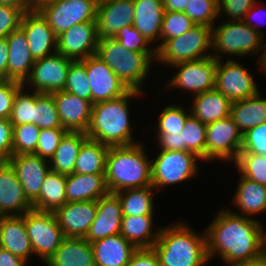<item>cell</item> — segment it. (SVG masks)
I'll return each instance as SVG.
<instances>
[{
  "label": "cell",
  "instance_id": "1",
  "mask_svg": "<svg viewBox=\"0 0 266 266\" xmlns=\"http://www.w3.org/2000/svg\"><path fill=\"white\" fill-rule=\"evenodd\" d=\"M217 213L205 229L209 261L218 254L229 265L263 254L266 231L261 222L234 214L228 208Z\"/></svg>",
  "mask_w": 266,
  "mask_h": 266
},
{
  "label": "cell",
  "instance_id": "2",
  "mask_svg": "<svg viewBox=\"0 0 266 266\" xmlns=\"http://www.w3.org/2000/svg\"><path fill=\"white\" fill-rule=\"evenodd\" d=\"M142 92L129 90L123 96L92 105L91 121L86 131L88 138L108 147L129 146L134 140L130 122L129 105Z\"/></svg>",
  "mask_w": 266,
  "mask_h": 266
},
{
  "label": "cell",
  "instance_id": "3",
  "mask_svg": "<svg viewBox=\"0 0 266 266\" xmlns=\"http://www.w3.org/2000/svg\"><path fill=\"white\" fill-rule=\"evenodd\" d=\"M194 232L186 222L161 227L153 246L160 266H204L208 263L206 233Z\"/></svg>",
  "mask_w": 266,
  "mask_h": 266
},
{
  "label": "cell",
  "instance_id": "4",
  "mask_svg": "<svg viewBox=\"0 0 266 266\" xmlns=\"http://www.w3.org/2000/svg\"><path fill=\"white\" fill-rule=\"evenodd\" d=\"M139 142L129 146L109 147L105 181L109 192L152 185L151 160Z\"/></svg>",
  "mask_w": 266,
  "mask_h": 266
},
{
  "label": "cell",
  "instance_id": "5",
  "mask_svg": "<svg viewBox=\"0 0 266 266\" xmlns=\"http://www.w3.org/2000/svg\"><path fill=\"white\" fill-rule=\"evenodd\" d=\"M96 55L102 59L118 76L129 90L143 92L152 61H156V52H135L124 48L114 39L98 42Z\"/></svg>",
  "mask_w": 266,
  "mask_h": 266
},
{
  "label": "cell",
  "instance_id": "6",
  "mask_svg": "<svg viewBox=\"0 0 266 266\" xmlns=\"http://www.w3.org/2000/svg\"><path fill=\"white\" fill-rule=\"evenodd\" d=\"M263 38L259 32L243 21L225 20V22L212 27V56L216 60H221L224 54L227 57H243L247 54L261 53Z\"/></svg>",
  "mask_w": 266,
  "mask_h": 266
},
{
  "label": "cell",
  "instance_id": "7",
  "mask_svg": "<svg viewBox=\"0 0 266 266\" xmlns=\"http://www.w3.org/2000/svg\"><path fill=\"white\" fill-rule=\"evenodd\" d=\"M155 48L156 62L169 66L212 56L207 52L212 49V28L195 25L183 35L165 40Z\"/></svg>",
  "mask_w": 266,
  "mask_h": 266
},
{
  "label": "cell",
  "instance_id": "8",
  "mask_svg": "<svg viewBox=\"0 0 266 266\" xmlns=\"http://www.w3.org/2000/svg\"><path fill=\"white\" fill-rule=\"evenodd\" d=\"M156 158L151 160L152 186L161 190L166 185L188 181L199 173L198 161L202 160L189 151L160 150ZM161 188V189H160Z\"/></svg>",
  "mask_w": 266,
  "mask_h": 266
},
{
  "label": "cell",
  "instance_id": "9",
  "mask_svg": "<svg viewBox=\"0 0 266 266\" xmlns=\"http://www.w3.org/2000/svg\"><path fill=\"white\" fill-rule=\"evenodd\" d=\"M24 225L33 253L45 264L66 238L55 213L32 209L24 214Z\"/></svg>",
  "mask_w": 266,
  "mask_h": 266
},
{
  "label": "cell",
  "instance_id": "10",
  "mask_svg": "<svg viewBox=\"0 0 266 266\" xmlns=\"http://www.w3.org/2000/svg\"><path fill=\"white\" fill-rule=\"evenodd\" d=\"M98 0H57L41 5L37 11L56 36L74 25L96 21Z\"/></svg>",
  "mask_w": 266,
  "mask_h": 266
},
{
  "label": "cell",
  "instance_id": "11",
  "mask_svg": "<svg viewBox=\"0 0 266 266\" xmlns=\"http://www.w3.org/2000/svg\"><path fill=\"white\" fill-rule=\"evenodd\" d=\"M243 133L229 115L206 126V161L235 162L241 151ZM226 159V160H225Z\"/></svg>",
  "mask_w": 266,
  "mask_h": 266
},
{
  "label": "cell",
  "instance_id": "12",
  "mask_svg": "<svg viewBox=\"0 0 266 266\" xmlns=\"http://www.w3.org/2000/svg\"><path fill=\"white\" fill-rule=\"evenodd\" d=\"M218 60L213 56L181 62L172 67L178 69L167 82V89L179 88L198 95L214 89Z\"/></svg>",
  "mask_w": 266,
  "mask_h": 266
},
{
  "label": "cell",
  "instance_id": "13",
  "mask_svg": "<svg viewBox=\"0 0 266 266\" xmlns=\"http://www.w3.org/2000/svg\"><path fill=\"white\" fill-rule=\"evenodd\" d=\"M72 61V59L57 51L35 60L30 75L23 83V86H32L31 90L39 93L51 94L56 91H62L65 87Z\"/></svg>",
  "mask_w": 266,
  "mask_h": 266
},
{
  "label": "cell",
  "instance_id": "14",
  "mask_svg": "<svg viewBox=\"0 0 266 266\" xmlns=\"http://www.w3.org/2000/svg\"><path fill=\"white\" fill-rule=\"evenodd\" d=\"M222 60H218L216 69L214 86L216 91L221 92L231 102L246 99L259 92L253 74L248 72L244 65L234 61L233 58L226 59V62Z\"/></svg>",
  "mask_w": 266,
  "mask_h": 266
},
{
  "label": "cell",
  "instance_id": "15",
  "mask_svg": "<svg viewBox=\"0 0 266 266\" xmlns=\"http://www.w3.org/2000/svg\"><path fill=\"white\" fill-rule=\"evenodd\" d=\"M86 73L91 88V103L119 98L129 89L96 54L86 58Z\"/></svg>",
  "mask_w": 266,
  "mask_h": 266
},
{
  "label": "cell",
  "instance_id": "16",
  "mask_svg": "<svg viewBox=\"0 0 266 266\" xmlns=\"http://www.w3.org/2000/svg\"><path fill=\"white\" fill-rule=\"evenodd\" d=\"M97 23L77 24L57 36V52L73 61L85 60L97 53Z\"/></svg>",
  "mask_w": 266,
  "mask_h": 266
},
{
  "label": "cell",
  "instance_id": "17",
  "mask_svg": "<svg viewBox=\"0 0 266 266\" xmlns=\"http://www.w3.org/2000/svg\"><path fill=\"white\" fill-rule=\"evenodd\" d=\"M134 17V0H98L96 16L98 41L114 39L120 29L133 25Z\"/></svg>",
  "mask_w": 266,
  "mask_h": 266
},
{
  "label": "cell",
  "instance_id": "18",
  "mask_svg": "<svg viewBox=\"0 0 266 266\" xmlns=\"http://www.w3.org/2000/svg\"><path fill=\"white\" fill-rule=\"evenodd\" d=\"M9 163L16 171L26 198L34 205L44 178L50 171L49 160L35 154H17L10 157Z\"/></svg>",
  "mask_w": 266,
  "mask_h": 266
},
{
  "label": "cell",
  "instance_id": "19",
  "mask_svg": "<svg viewBox=\"0 0 266 266\" xmlns=\"http://www.w3.org/2000/svg\"><path fill=\"white\" fill-rule=\"evenodd\" d=\"M20 28L26 35L29 51L34 60L44 58L57 51V36L37 10L23 14Z\"/></svg>",
  "mask_w": 266,
  "mask_h": 266
},
{
  "label": "cell",
  "instance_id": "20",
  "mask_svg": "<svg viewBox=\"0 0 266 266\" xmlns=\"http://www.w3.org/2000/svg\"><path fill=\"white\" fill-rule=\"evenodd\" d=\"M97 200L66 202L54 213L66 238H85L95 219Z\"/></svg>",
  "mask_w": 266,
  "mask_h": 266
},
{
  "label": "cell",
  "instance_id": "21",
  "mask_svg": "<svg viewBox=\"0 0 266 266\" xmlns=\"http://www.w3.org/2000/svg\"><path fill=\"white\" fill-rule=\"evenodd\" d=\"M51 94L55 100L62 127L71 132L86 133L91 121L93 104L64 90Z\"/></svg>",
  "mask_w": 266,
  "mask_h": 266
},
{
  "label": "cell",
  "instance_id": "22",
  "mask_svg": "<svg viewBox=\"0 0 266 266\" xmlns=\"http://www.w3.org/2000/svg\"><path fill=\"white\" fill-rule=\"evenodd\" d=\"M32 209L14 168L9 162L0 163V217L19 216Z\"/></svg>",
  "mask_w": 266,
  "mask_h": 266
},
{
  "label": "cell",
  "instance_id": "23",
  "mask_svg": "<svg viewBox=\"0 0 266 266\" xmlns=\"http://www.w3.org/2000/svg\"><path fill=\"white\" fill-rule=\"evenodd\" d=\"M123 212L121 203L116 193L108 192L97 200L95 219L85 239L90 243L120 234Z\"/></svg>",
  "mask_w": 266,
  "mask_h": 266
},
{
  "label": "cell",
  "instance_id": "24",
  "mask_svg": "<svg viewBox=\"0 0 266 266\" xmlns=\"http://www.w3.org/2000/svg\"><path fill=\"white\" fill-rule=\"evenodd\" d=\"M8 80L24 83L34 65V58L29 51V44L24 31L19 27L7 37Z\"/></svg>",
  "mask_w": 266,
  "mask_h": 266
},
{
  "label": "cell",
  "instance_id": "25",
  "mask_svg": "<svg viewBox=\"0 0 266 266\" xmlns=\"http://www.w3.org/2000/svg\"><path fill=\"white\" fill-rule=\"evenodd\" d=\"M0 247L29 261L34 253L24 225V214L0 217Z\"/></svg>",
  "mask_w": 266,
  "mask_h": 266
},
{
  "label": "cell",
  "instance_id": "26",
  "mask_svg": "<svg viewBox=\"0 0 266 266\" xmlns=\"http://www.w3.org/2000/svg\"><path fill=\"white\" fill-rule=\"evenodd\" d=\"M96 266H127L137 248L121 234L91 243Z\"/></svg>",
  "mask_w": 266,
  "mask_h": 266
},
{
  "label": "cell",
  "instance_id": "27",
  "mask_svg": "<svg viewBox=\"0 0 266 266\" xmlns=\"http://www.w3.org/2000/svg\"><path fill=\"white\" fill-rule=\"evenodd\" d=\"M133 25L150 43L158 42L164 16L162 0H134Z\"/></svg>",
  "mask_w": 266,
  "mask_h": 266
},
{
  "label": "cell",
  "instance_id": "28",
  "mask_svg": "<svg viewBox=\"0 0 266 266\" xmlns=\"http://www.w3.org/2000/svg\"><path fill=\"white\" fill-rule=\"evenodd\" d=\"M108 192L105 174L66 175V202L98 200Z\"/></svg>",
  "mask_w": 266,
  "mask_h": 266
},
{
  "label": "cell",
  "instance_id": "29",
  "mask_svg": "<svg viewBox=\"0 0 266 266\" xmlns=\"http://www.w3.org/2000/svg\"><path fill=\"white\" fill-rule=\"evenodd\" d=\"M46 266H96L92 244L85 238H65Z\"/></svg>",
  "mask_w": 266,
  "mask_h": 266
},
{
  "label": "cell",
  "instance_id": "30",
  "mask_svg": "<svg viewBox=\"0 0 266 266\" xmlns=\"http://www.w3.org/2000/svg\"><path fill=\"white\" fill-rule=\"evenodd\" d=\"M191 114L204 124H210L230 115L232 102L215 89L193 97Z\"/></svg>",
  "mask_w": 266,
  "mask_h": 266
},
{
  "label": "cell",
  "instance_id": "31",
  "mask_svg": "<svg viewBox=\"0 0 266 266\" xmlns=\"http://www.w3.org/2000/svg\"><path fill=\"white\" fill-rule=\"evenodd\" d=\"M238 182V189H236L232 202L238 207L240 214L231 212L245 217L266 212V186L242 175Z\"/></svg>",
  "mask_w": 266,
  "mask_h": 266
},
{
  "label": "cell",
  "instance_id": "32",
  "mask_svg": "<svg viewBox=\"0 0 266 266\" xmlns=\"http://www.w3.org/2000/svg\"><path fill=\"white\" fill-rule=\"evenodd\" d=\"M154 215L123 216L120 234L137 249L153 248L161 227L152 228Z\"/></svg>",
  "mask_w": 266,
  "mask_h": 266
},
{
  "label": "cell",
  "instance_id": "33",
  "mask_svg": "<svg viewBox=\"0 0 266 266\" xmlns=\"http://www.w3.org/2000/svg\"><path fill=\"white\" fill-rule=\"evenodd\" d=\"M230 116L244 134L266 121V99L258 92L254 96L234 101L231 104Z\"/></svg>",
  "mask_w": 266,
  "mask_h": 266
},
{
  "label": "cell",
  "instance_id": "34",
  "mask_svg": "<svg viewBox=\"0 0 266 266\" xmlns=\"http://www.w3.org/2000/svg\"><path fill=\"white\" fill-rule=\"evenodd\" d=\"M88 138L86 133L68 131L50 159V170L59 174L74 173L75 162L82 143Z\"/></svg>",
  "mask_w": 266,
  "mask_h": 266
},
{
  "label": "cell",
  "instance_id": "35",
  "mask_svg": "<svg viewBox=\"0 0 266 266\" xmlns=\"http://www.w3.org/2000/svg\"><path fill=\"white\" fill-rule=\"evenodd\" d=\"M66 203V175L50 170L43 181L38 201L33 205L37 211L55 212Z\"/></svg>",
  "mask_w": 266,
  "mask_h": 266
},
{
  "label": "cell",
  "instance_id": "36",
  "mask_svg": "<svg viewBox=\"0 0 266 266\" xmlns=\"http://www.w3.org/2000/svg\"><path fill=\"white\" fill-rule=\"evenodd\" d=\"M109 147L87 138L81 145L75 162L74 173L105 174Z\"/></svg>",
  "mask_w": 266,
  "mask_h": 266
},
{
  "label": "cell",
  "instance_id": "37",
  "mask_svg": "<svg viewBox=\"0 0 266 266\" xmlns=\"http://www.w3.org/2000/svg\"><path fill=\"white\" fill-rule=\"evenodd\" d=\"M152 185L143 188L125 189L117 192L123 216L154 215V195ZM154 191V192H153Z\"/></svg>",
  "mask_w": 266,
  "mask_h": 266
},
{
  "label": "cell",
  "instance_id": "38",
  "mask_svg": "<svg viewBox=\"0 0 266 266\" xmlns=\"http://www.w3.org/2000/svg\"><path fill=\"white\" fill-rule=\"evenodd\" d=\"M206 124L190 114L182 129V151H189L206 161Z\"/></svg>",
  "mask_w": 266,
  "mask_h": 266
},
{
  "label": "cell",
  "instance_id": "39",
  "mask_svg": "<svg viewBox=\"0 0 266 266\" xmlns=\"http://www.w3.org/2000/svg\"><path fill=\"white\" fill-rule=\"evenodd\" d=\"M34 124L40 129L63 128L52 94L34 92Z\"/></svg>",
  "mask_w": 266,
  "mask_h": 266
},
{
  "label": "cell",
  "instance_id": "40",
  "mask_svg": "<svg viewBox=\"0 0 266 266\" xmlns=\"http://www.w3.org/2000/svg\"><path fill=\"white\" fill-rule=\"evenodd\" d=\"M63 90L91 102V88L86 73V59L72 61Z\"/></svg>",
  "mask_w": 266,
  "mask_h": 266
},
{
  "label": "cell",
  "instance_id": "41",
  "mask_svg": "<svg viewBox=\"0 0 266 266\" xmlns=\"http://www.w3.org/2000/svg\"><path fill=\"white\" fill-rule=\"evenodd\" d=\"M234 164L242 176L266 186V155L239 153Z\"/></svg>",
  "mask_w": 266,
  "mask_h": 266
},
{
  "label": "cell",
  "instance_id": "42",
  "mask_svg": "<svg viewBox=\"0 0 266 266\" xmlns=\"http://www.w3.org/2000/svg\"><path fill=\"white\" fill-rule=\"evenodd\" d=\"M190 108L185 110L180 104L168 105L157 118L156 134L180 133L185 125L187 117L191 114Z\"/></svg>",
  "mask_w": 266,
  "mask_h": 266
},
{
  "label": "cell",
  "instance_id": "43",
  "mask_svg": "<svg viewBox=\"0 0 266 266\" xmlns=\"http://www.w3.org/2000/svg\"><path fill=\"white\" fill-rule=\"evenodd\" d=\"M40 130L33 123L13 125L12 155L34 154Z\"/></svg>",
  "mask_w": 266,
  "mask_h": 266
},
{
  "label": "cell",
  "instance_id": "44",
  "mask_svg": "<svg viewBox=\"0 0 266 266\" xmlns=\"http://www.w3.org/2000/svg\"><path fill=\"white\" fill-rule=\"evenodd\" d=\"M194 26L195 23L184 12L165 11L160 34V45L165 40L183 35Z\"/></svg>",
  "mask_w": 266,
  "mask_h": 266
},
{
  "label": "cell",
  "instance_id": "45",
  "mask_svg": "<svg viewBox=\"0 0 266 266\" xmlns=\"http://www.w3.org/2000/svg\"><path fill=\"white\" fill-rule=\"evenodd\" d=\"M31 92L27 93L24 86L17 91L10 116L13 125L34 124V91Z\"/></svg>",
  "mask_w": 266,
  "mask_h": 266
},
{
  "label": "cell",
  "instance_id": "46",
  "mask_svg": "<svg viewBox=\"0 0 266 266\" xmlns=\"http://www.w3.org/2000/svg\"><path fill=\"white\" fill-rule=\"evenodd\" d=\"M184 13L195 23L213 27L219 18L218 0H193Z\"/></svg>",
  "mask_w": 266,
  "mask_h": 266
},
{
  "label": "cell",
  "instance_id": "47",
  "mask_svg": "<svg viewBox=\"0 0 266 266\" xmlns=\"http://www.w3.org/2000/svg\"><path fill=\"white\" fill-rule=\"evenodd\" d=\"M68 131L64 128H43L40 130L35 155L50 160Z\"/></svg>",
  "mask_w": 266,
  "mask_h": 266
},
{
  "label": "cell",
  "instance_id": "48",
  "mask_svg": "<svg viewBox=\"0 0 266 266\" xmlns=\"http://www.w3.org/2000/svg\"><path fill=\"white\" fill-rule=\"evenodd\" d=\"M114 40L124 48L135 52H156V48H150V43L134 26H125L120 29Z\"/></svg>",
  "mask_w": 266,
  "mask_h": 266
},
{
  "label": "cell",
  "instance_id": "49",
  "mask_svg": "<svg viewBox=\"0 0 266 266\" xmlns=\"http://www.w3.org/2000/svg\"><path fill=\"white\" fill-rule=\"evenodd\" d=\"M240 153L266 155V121L243 134Z\"/></svg>",
  "mask_w": 266,
  "mask_h": 266
},
{
  "label": "cell",
  "instance_id": "50",
  "mask_svg": "<svg viewBox=\"0 0 266 266\" xmlns=\"http://www.w3.org/2000/svg\"><path fill=\"white\" fill-rule=\"evenodd\" d=\"M257 1L258 0H218L219 17L225 16L226 14V17L229 18L226 20L243 21L246 13Z\"/></svg>",
  "mask_w": 266,
  "mask_h": 266
},
{
  "label": "cell",
  "instance_id": "51",
  "mask_svg": "<svg viewBox=\"0 0 266 266\" xmlns=\"http://www.w3.org/2000/svg\"><path fill=\"white\" fill-rule=\"evenodd\" d=\"M25 12L13 5L0 4V38H6L20 27Z\"/></svg>",
  "mask_w": 266,
  "mask_h": 266
},
{
  "label": "cell",
  "instance_id": "52",
  "mask_svg": "<svg viewBox=\"0 0 266 266\" xmlns=\"http://www.w3.org/2000/svg\"><path fill=\"white\" fill-rule=\"evenodd\" d=\"M22 83L13 80H2L0 83V118L10 119L13 101Z\"/></svg>",
  "mask_w": 266,
  "mask_h": 266
},
{
  "label": "cell",
  "instance_id": "53",
  "mask_svg": "<svg viewBox=\"0 0 266 266\" xmlns=\"http://www.w3.org/2000/svg\"><path fill=\"white\" fill-rule=\"evenodd\" d=\"M13 124L10 119L0 118V163L9 162L12 156Z\"/></svg>",
  "mask_w": 266,
  "mask_h": 266
},
{
  "label": "cell",
  "instance_id": "54",
  "mask_svg": "<svg viewBox=\"0 0 266 266\" xmlns=\"http://www.w3.org/2000/svg\"><path fill=\"white\" fill-rule=\"evenodd\" d=\"M127 266H160V261L153 248L137 249Z\"/></svg>",
  "mask_w": 266,
  "mask_h": 266
},
{
  "label": "cell",
  "instance_id": "55",
  "mask_svg": "<svg viewBox=\"0 0 266 266\" xmlns=\"http://www.w3.org/2000/svg\"><path fill=\"white\" fill-rule=\"evenodd\" d=\"M157 145L161 150L182 151L181 133L156 134Z\"/></svg>",
  "mask_w": 266,
  "mask_h": 266
},
{
  "label": "cell",
  "instance_id": "56",
  "mask_svg": "<svg viewBox=\"0 0 266 266\" xmlns=\"http://www.w3.org/2000/svg\"><path fill=\"white\" fill-rule=\"evenodd\" d=\"M259 3L260 2H258V1L254 3V5L250 8V10L246 13L243 22H245L252 29L256 30L257 32H259L264 37V35H265L264 32H262L260 28L258 29V27L261 26L262 22H260L258 20H257V22L256 21H253V19L254 20H256V19H259L260 20L261 16L263 18L266 16V11H264V10L261 9ZM256 6L258 7V9H257ZM258 10H260V11H258ZM259 12H261V14ZM258 17H260V18H258ZM253 22H255V23H253ZM263 24H264V22H263Z\"/></svg>",
  "mask_w": 266,
  "mask_h": 266
},
{
  "label": "cell",
  "instance_id": "57",
  "mask_svg": "<svg viewBox=\"0 0 266 266\" xmlns=\"http://www.w3.org/2000/svg\"><path fill=\"white\" fill-rule=\"evenodd\" d=\"M8 54L7 39L0 38V78L2 80H8Z\"/></svg>",
  "mask_w": 266,
  "mask_h": 266
},
{
  "label": "cell",
  "instance_id": "58",
  "mask_svg": "<svg viewBox=\"0 0 266 266\" xmlns=\"http://www.w3.org/2000/svg\"><path fill=\"white\" fill-rule=\"evenodd\" d=\"M27 264L26 260L0 247V266H26Z\"/></svg>",
  "mask_w": 266,
  "mask_h": 266
},
{
  "label": "cell",
  "instance_id": "59",
  "mask_svg": "<svg viewBox=\"0 0 266 266\" xmlns=\"http://www.w3.org/2000/svg\"><path fill=\"white\" fill-rule=\"evenodd\" d=\"M165 11L184 12L193 0H162Z\"/></svg>",
  "mask_w": 266,
  "mask_h": 266
},
{
  "label": "cell",
  "instance_id": "60",
  "mask_svg": "<svg viewBox=\"0 0 266 266\" xmlns=\"http://www.w3.org/2000/svg\"><path fill=\"white\" fill-rule=\"evenodd\" d=\"M0 4L13 5L21 8L24 12L34 10L32 0H0Z\"/></svg>",
  "mask_w": 266,
  "mask_h": 266
},
{
  "label": "cell",
  "instance_id": "61",
  "mask_svg": "<svg viewBox=\"0 0 266 266\" xmlns=\"http://www.w3.org/2000/svg\"><path fill=\"white\" fill-rule=\"evenodd\" d=\"M227 266H266V256L262 254L261 256L257 258L242 261V262L232 263Z\"/></svg>",
  "mask_w": 266,
  "mask_h": 266
},
{
  "label": "cell",
  "instance_id": "62",
  "mask_svg": "<svg viewBox=\"0 0 266 266\" xmlns=\"http://www.w3.org/2000/svg\"><path fill=\"white\" fill-rule=\"evenodd\" d=\"M263 50L261 55H259L258 63L262 66L260 69H263L262 71L266 73V43L263 42Z\"/></svg>",
  "mask_w": 266,
  "mask_h": 266
},
{
  "label": "cell",
  "instance_id": "63",
  "mask_svg": "<svg viewBox=\"0 0 266 266\" xmlns=\"http://www.w3.org/2000/svg\"><path fill=\"white\" fill-rule=\"evenodd\" d=\"M32 1H33L34 10H37L41 5H44L46 3H51L57 0H32Z\"/></svg>",
  "mask_w": 266,
  "mask_h": 266
},
{
  "label": "cell",
  "instance_id": "64",
  "mask_svg": "<svg viewBox=\"0 0 266 266\" xmlns=\"http://www.w3.org/2000/svg\"><path fill=\"white\" fill-rule=\"evenodd\" d=\"M263 254L266 256V235L264 238V250H263Z\"/></svg>",
  "mask_w": 266,
  "mask_h": 266
}]
</instances>
